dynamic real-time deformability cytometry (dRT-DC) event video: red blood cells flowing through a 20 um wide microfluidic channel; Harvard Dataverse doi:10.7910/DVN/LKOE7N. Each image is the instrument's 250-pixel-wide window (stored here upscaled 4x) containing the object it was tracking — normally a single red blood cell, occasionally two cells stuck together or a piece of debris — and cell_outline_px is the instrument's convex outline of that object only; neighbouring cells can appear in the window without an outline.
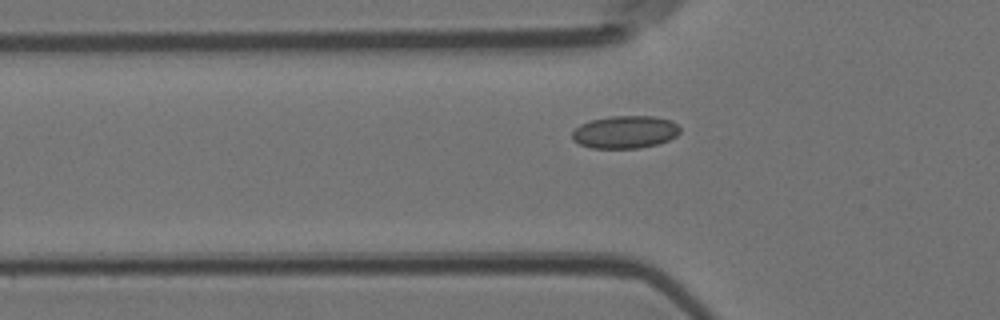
{"species": "Egyptian fruit bat (a non-hibernating species)", "species_latin": "Rousettus aegyptiacus", "temperature_condition": "room temperature", "stored_images_in_passage": 47, "camera_frame_rate_fps": 3000, "um_per_image_px": 0.085, "animal": {"sex": "female"}, "frame": {"image": 1, "passage_image": 17, "time_ms": 5.333, "image_size_px": [1000, 320], "cell_outline_px": [[680, 132], [676, 136], [668, 140], [656, 144], [640, 148], [592, 148], [580, 144], [572, 140], [572, 132], [580, 124], [592, 120], [612, 116], [652, 116], [672, 120], [680, 128]], "centroid_in_image_um": [53.13, 11.22], "position_along_channel_um": 72.7, "area_um2": 20.46}}
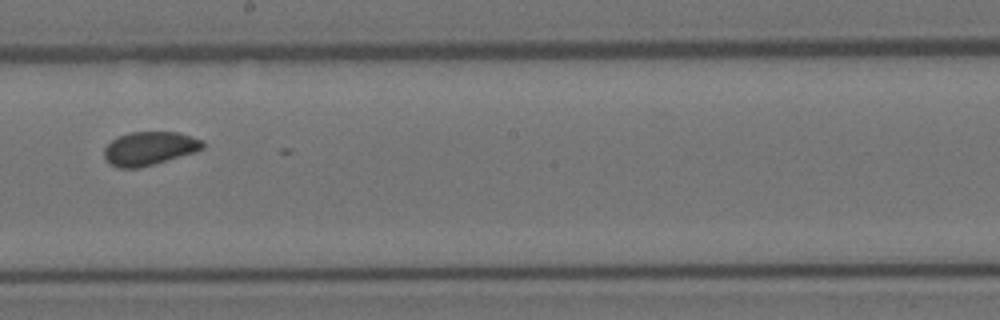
{"frame": {"image": 2, "passage_image": 29, "time_ms": 9.333, "image_size_px": [1000, 320], "cell_outline_px": [[204, 148], [196, 152], [140, 168], [120, 168], [108, 164], [104, 156], [104, 148], [112, 140], [120, 136], [132, 132], [176, 132], [204, 140]], "centroid_in_image_um": [12.71, 12.63], "position_along_channel_um": 235.5, "area_um2": 19.31}}
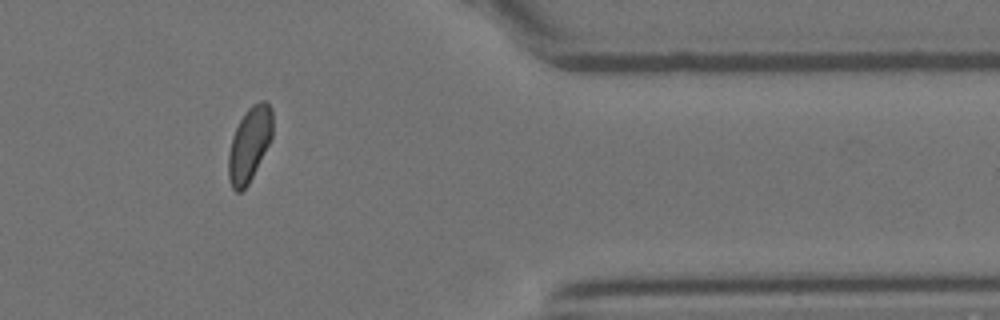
{"frame": {"image": 3, "passage_image": 42, "time_ms": 13.667, "image_size_px": [1000, 320], "cell_outline_px": [[272, 136], [248, 184], [240, 192], [236, 192], [232, 188], [228, 176], [228, 152], [232, 136], [244, 112], [252, 104], [260, 100], [264, 100], [272, 108]], "centroid_in_image_um": [21.18, 12.23], "position_along_channel_um": 390.2, "area_um2": 18.96}}